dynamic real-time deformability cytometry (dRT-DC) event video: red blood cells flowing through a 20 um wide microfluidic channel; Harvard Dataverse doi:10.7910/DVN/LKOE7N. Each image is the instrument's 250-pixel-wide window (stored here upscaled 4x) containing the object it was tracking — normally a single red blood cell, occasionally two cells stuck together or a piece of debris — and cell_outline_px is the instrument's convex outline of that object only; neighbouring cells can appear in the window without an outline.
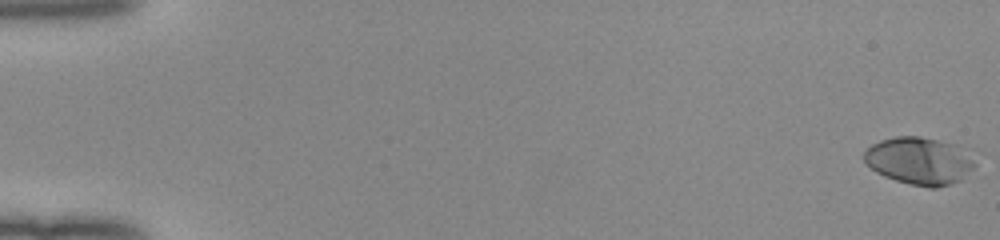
{"species": "human", "species_latin": "Homo sapiens", "temperature_condition": "room temperature", "stored_images_in_passage": 53, "camera_frame_rate_fps": 3000, "um_per_image_px": 0.085, "donor": {"sex": "female"}, "frame": {"image": 1, "passage_image": 1, "time_ms": 0.0, "image_size_px": [1000, 240], "cell_outline_px": [[976, 164], [960, 180], [952, 184], [936, 188], [928, 188], [896, 180], [884, 176], [876, 172], [864, 160], [864, 152], [872, 144], [880, 140], [896, 136], [920, 136], [940, 140], [972, 148]], "centroid_in_image_um": [78.23, 13.65], "position_along_channel_um": 6.8, "area_um2": 31.15}}
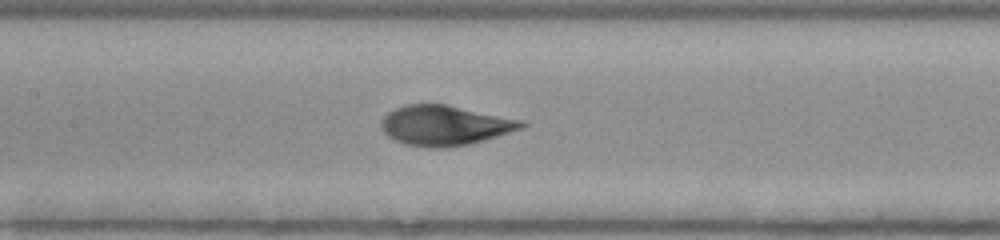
{"frame": {"image": 2, "passage_image": 27, "time_ms": 8.667, "image_size_px": [1000, 240], "cell_outline_px": [[528, 124], [520, 128], [484, 140], [468, 144], [448, 148], [428, 148], [404, 144], [388, 136], [380, 128], [380, 120], [388, 112], [404, 104], [444, 104], [524, 120]], "centroid_in_image_um": [37.76, 10.66], "position_along_channel_um": 169.6, "area_um2": 32.66}}
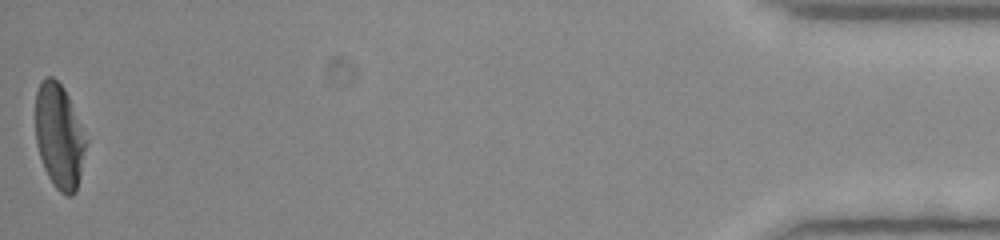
{"frame": {"image": 3, "passage_image": 53, "time_ms": 17.333, "image_size_px": [1000, 240], "cell_outline_px": [[88, 140], [80, 176], [76, 192], [72, 196], [64, 196], [52, 184], [44, 168], [36, 144], [36, 92], [40, 80], [44, 76], [52, 76], [64, 88], [68, 96]], "centroid_in_image_um": [5.04, 11.59], "position_along_channel_um": 430.2, "area_um2": 31.1}, "authors_computed_cell_mechanics": {"area_um2": 31.0964, "velocity_mm_per_s": 4.0161, "shape_relaxation_time_tau1_ms": 3.2223, "shape_relaxation_time_tau2_ms": 0.8837, "deformation_change_tau1": 0.2016, "deformation_change_tau2": 0.05}}